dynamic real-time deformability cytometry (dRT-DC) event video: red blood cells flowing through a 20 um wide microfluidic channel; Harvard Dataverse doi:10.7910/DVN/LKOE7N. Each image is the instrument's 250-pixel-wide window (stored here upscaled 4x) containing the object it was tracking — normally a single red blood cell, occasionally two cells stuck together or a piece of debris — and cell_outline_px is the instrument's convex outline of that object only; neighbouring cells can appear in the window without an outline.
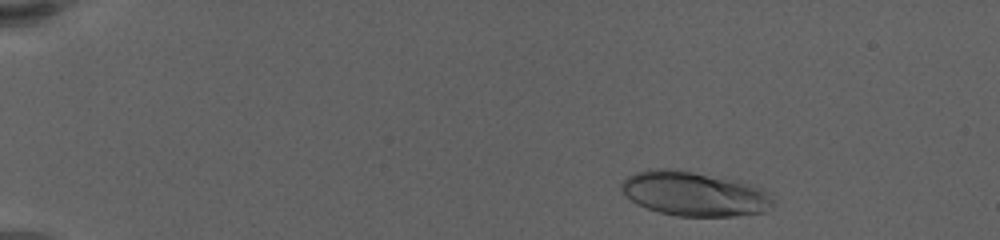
{"species": "human", "species_latin": "Homo sapiens", "temperature_condition": "warm", "stored_images_in_passage": 56, "camera_frame_rate_fps": 3000, "um_per_image_px": 0.085, "donor": {"sex": "female"}, "frame": {"image": 1, "passage_image": 4, "time_ms": 1.0, "image_size_px": [1000, 240], "cell_outline_px": [[776, 204], [772, 208], [764, 212], [736, 216], [676, 216], [660, 212], [636, 204], [620, 188], [620, 184], [628, 176], [636, 172], [648, 168], [668, 168], [724, 176], [760, 188], [776, 200]], "centroid_in_image_um": [59.04, 16.46], "position_along_channel_um": 26.0, "area_um2": 39.65}}
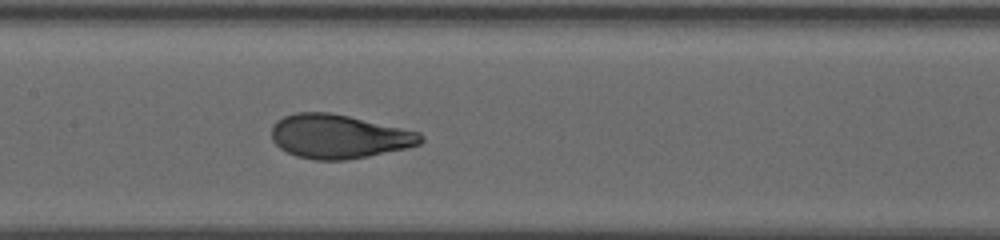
{"frame": {"image": 2, "passage_image": 27, "time_ms": 8.667, "image_size_px": [1000, 240], "cell_outline_px": [[424, 140], [420, 144], [408, 148], [368, 156], [344, 160], [312, 160], [296, 156], [280, 148], [272, 140], [272, 128], [276, 120], [284, 116], [296, 112], [328, 112], [348, 116], [420, 132], [424, 136]], "centroid_in_image_um": [28.8, 11.6], "position_along_channel_um": 178.6, "area_um2": 38.21}}
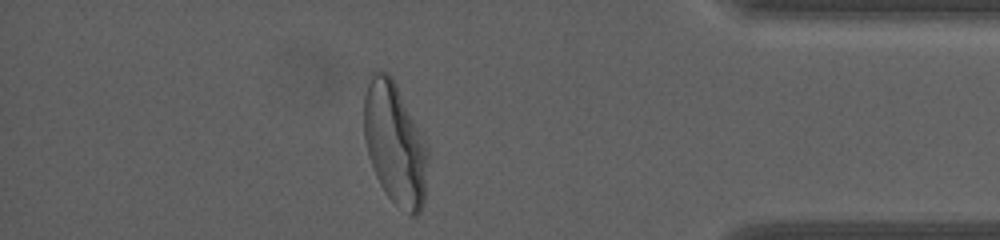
{"frame": {"image": 3, "passage_image": 49, "time_ms": 16.0, "image_size_px": [1000, 240], "cell_outline_px": [[428, 156], [424, 204], [420, 212], [416, 216], [408, 216], [384, 192], [376, 176], [368, 156], [364, 140], [364, 96], [372, 72], [380, 68], [388, 72], [392, 76], [428, 144]], "centroid_in_image_um": [33.58, 12.22], "position_along_channel_um": 401.6, "area_um2": 46.07}, "authors_computed_cell_mechanics": {"area_um2": 38.3503, "velocity_mm_per_s": 3.4052, "shape_relaxation_time_tau1_ms": 3.7546, "shape_relaxation_time_tau2_ms": null, "deformation_change_tau1": 0.2109, "deformation_change_tau2": null}}